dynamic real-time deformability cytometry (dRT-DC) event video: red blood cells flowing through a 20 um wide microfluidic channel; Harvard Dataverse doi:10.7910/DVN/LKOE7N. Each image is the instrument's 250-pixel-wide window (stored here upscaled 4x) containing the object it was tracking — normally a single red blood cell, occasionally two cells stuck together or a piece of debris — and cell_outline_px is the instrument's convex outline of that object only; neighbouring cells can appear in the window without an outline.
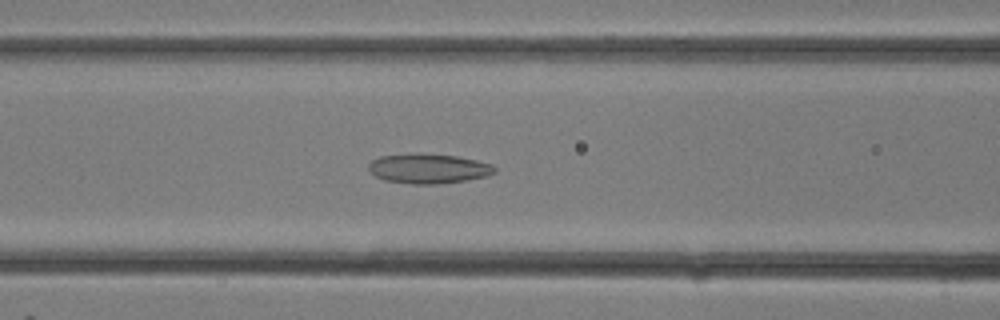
{"species": "common noctule bat (a hibernating species)", "species_latin": "Nyctalus noctula", "temperature_condition": "room temperature", "stored_images_in_passage": 13, "camera_frame_rate_fps": 3000, "um_per_image_px": 0.085, "animal": {"sex": "female"}, "frame": {"image": 1, "passage_image": 11, "time_ms": 3.333, "image_size_px": [1000, 320], "cell_outline_px": [[496, 172], [488, 176], [464, 180], [436, 184], [412, 184], [384, 180], [376, 176], [368, 168], [368, 164], [372, 160], [380, 156], [416, 152], [456, 156], [476, 160], [492, 164], [496, 168]], "centroid_in_image_um": [36.41, 14.31], "position_along_channel_um": 130.2, "area_um2": 21.96}}
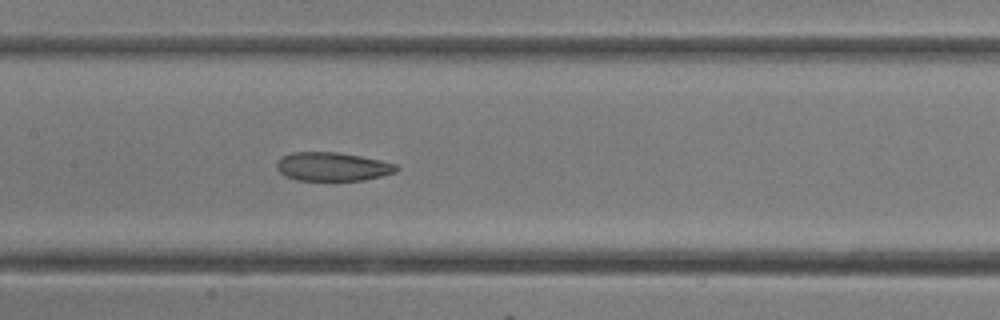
{"frame": {"image": 2, "passage_image": 13, "time_ms": 4.0, "image_size_px": [1000, 320], "cell_outline_px": [[400, 168], [396, 172], [364, 180], [296, 180], [284, 176], [276, 168], [276, 160], [280, 156], [292, 152], [336, 152], [360, 156], [380, 160], [396, 164]], "centroid_in_image_um": [28.22, 14.16], "position_along_channel_um": 179.2, "area_um2": 20.11}}